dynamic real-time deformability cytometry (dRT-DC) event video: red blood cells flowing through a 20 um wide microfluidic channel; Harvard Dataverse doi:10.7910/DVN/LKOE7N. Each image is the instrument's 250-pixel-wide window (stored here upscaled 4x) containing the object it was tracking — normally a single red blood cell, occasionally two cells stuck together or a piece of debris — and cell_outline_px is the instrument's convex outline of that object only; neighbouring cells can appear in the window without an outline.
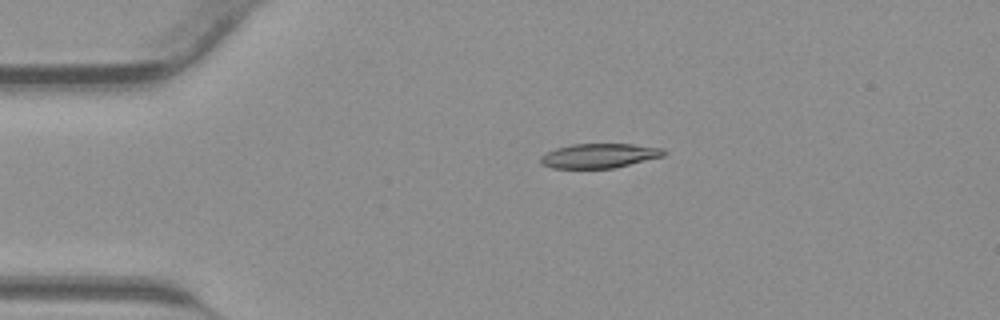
{"species": "common noctule bat (a hibernating species)", "species_latin": "Nyctalus noctula", "temperature_condition": "warm", "stored_images_in_passage": 43, "camera_frame_rate_fps": 3000, "um_per_image_px": 0.085, "animal": {"sex": "male", "body_mass_g": 23.1, "forearm_length_mm": 52.7}, "frame": {"image": 1, "passage_image": 9, "time_ms": 2.667, "image_size_px": [1000, 320], "cell_outline_px": [[668, 152], [664, 156], [612, 168], [552, 168], [540, 164], [540, 156], [556, 148], [572, 144], [632, 144], [664, 148]], "centroid_in_image_um": [50.95, 13.23], "position_along_channel_um": 34.1, "area_um2": 17.57}}
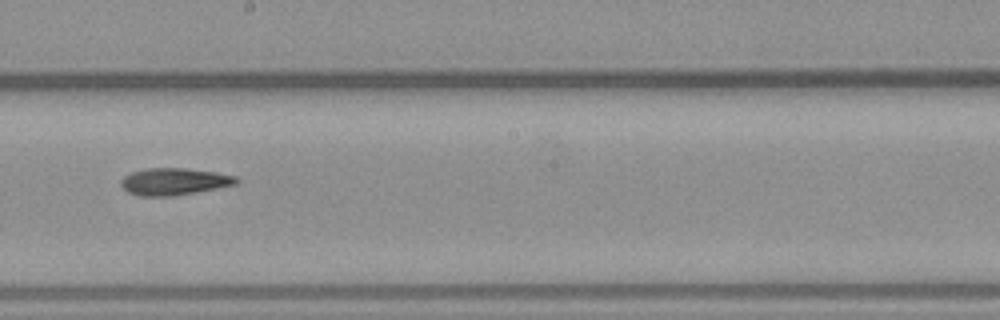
{"frame": {"image": 2, "passage_image": 24, "time_ms": 7.667, "image_size_px": [1000, 320], "cell_outline_px": [[240, 180], [236, 184], [196, 192], [172, 196], [140, 196], [128, 192], [120, 184], [120, 180], [124, 176], [132, 172], [144, 168], [184, 168], [216, 172], [236, 176]], "centroid_in_image_um": [14.79, 15.42], "position_along_channel_um": 233.4, "area_um2": 18.15}}
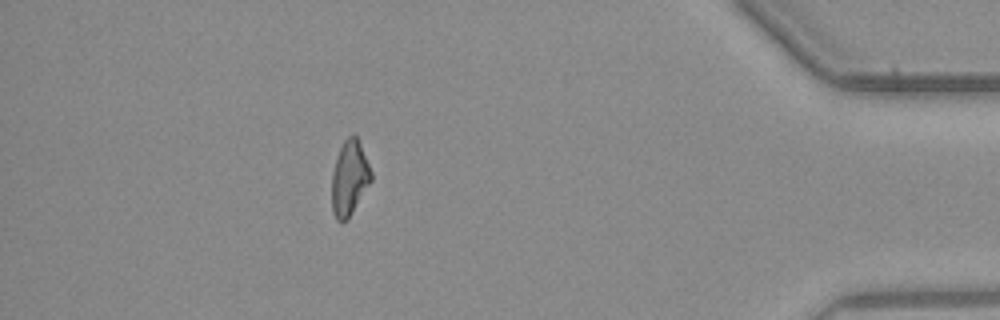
{"frame": {"image": 3, "passage_image": 38, "time_ms": 12.333, "image_size_px": [1000, 320], "cell_outline_px": [[372, 180], [348, 220], [336, 220], [332, 212], [332, 172], [340, 148], [344, 140], [352, 132], [356, 136], [360, 144], [372, 172]], "centroid_in_image_um": [29.7, 15.15], "position_along_channel_um": 405.5, "area_um2": 17.11}}